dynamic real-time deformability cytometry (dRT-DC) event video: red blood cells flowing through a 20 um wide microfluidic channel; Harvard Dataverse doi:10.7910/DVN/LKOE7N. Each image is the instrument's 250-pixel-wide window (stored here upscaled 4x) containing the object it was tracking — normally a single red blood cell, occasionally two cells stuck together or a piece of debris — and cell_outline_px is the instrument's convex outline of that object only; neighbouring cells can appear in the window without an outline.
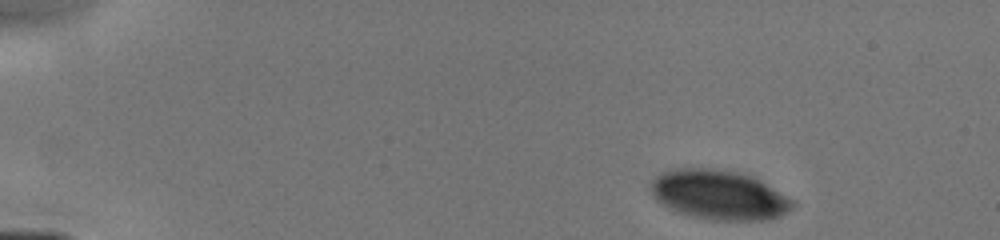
{"species": "human", "species_latin": "Homo sapiens", "temperature_condition": "cold", "stored_images_in_passage": 11, "camera_frame_rate_fps": 3000, "um_per_image_px": 0.085, "donor": {"sex": "male"}, "frame": {"image": 1, "passage_image": 1, "time_ms": 0.0, "image_size_px": [1000, 240], "cell_outline_px": [[796, 204], [792, 208], [780, 216], [768, 220], [708, 220], [688, 216], [676, 212], [668, 208], [656, 200], [652, 196], [652, 180], [656, 176], [672, 168], [712, 168], [740, 172], [752, 176], [760, 180], [796, 200]], "centroid_in_image_um": [61.14, 16.57], "position_along_channel_um": 23.9, "area_um2": 41.44}}
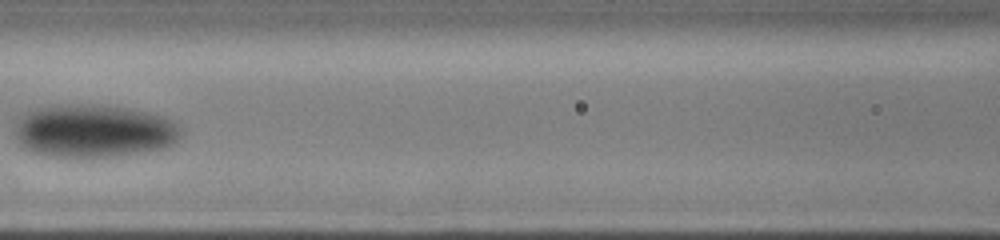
{"frame": {"image": 2, "passage_image": 8, "time_ms": 5.667, "image_size_px": [1000, 240], "cell_outline_px": [[184, 132], [168, 148], [120, 156], [44, 156], [32, 152], [16, 144], [12, 132], [12, 120], [24, 112], [36, 108], [52, 104], [92, 104], [128, 108], [148, 112], [164, 116], [176, 120], [180, 124]], "centroid_in_image_um": [7.9, 11.11], "position_along_channel_um": 158.7, "area_um2": 53.0}}
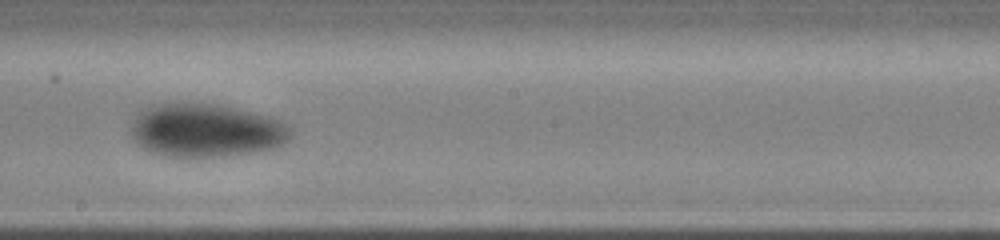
{"frame": {"image": 3, "passage_image": 10, "time_ms": 7.333, "image_size_px": [1000, 240], "cell_outline_px": [[292, 136], [288, 140], [276, 148], [232, 156], [164, 156], [152, 152], [144, 148], [132, 136], [132, 120], [140, 112], [152, 104], [212, 104], [252, 112], [268, 116], [280, 120], [292, 128]], "centroid_in_image_um": [17.56, 11.1], "position_along_channel_um": 230.6, "area_um2": 49.25}}